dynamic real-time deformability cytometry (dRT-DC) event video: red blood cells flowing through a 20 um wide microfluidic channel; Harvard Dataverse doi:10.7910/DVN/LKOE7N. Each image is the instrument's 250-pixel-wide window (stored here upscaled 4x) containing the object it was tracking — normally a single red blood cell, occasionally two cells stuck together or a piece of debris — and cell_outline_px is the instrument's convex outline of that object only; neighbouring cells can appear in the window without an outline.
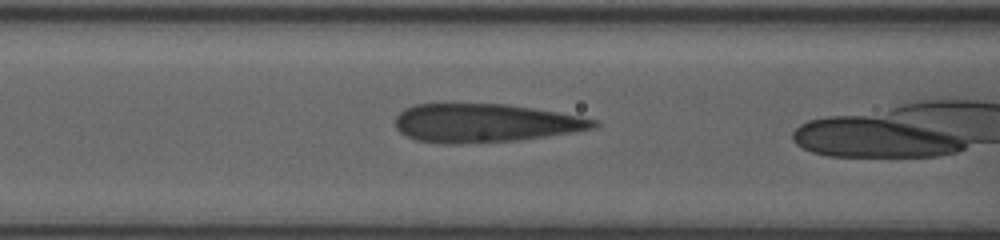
{"species": "human", "species_latin": "Homo sapiens", "temperature_condition": "room temperature", "stored_images_in_passage": 14, "camera_frame_rate_fps": 3000, "um_per_image_px": 0.085, "donor": {"sex": "female"}, "frame": {"image": 1, "passage_image": 12, "time_ms": 2.333, "image_size_px": [1000, 240], "cell_outline_px": [[600, 124], [596, 128], [520, 140], [460, 144], [440, 144], [416, 140], [400, 132], [396, 128], [396, 116], [404, 108], [416, 104], [508, 104], [580, 116], [596, 120]], "centroid_in_image_um": [41.2, 10.46], "position_along_channel_um": 125.4, "area_um2": 44.51}}